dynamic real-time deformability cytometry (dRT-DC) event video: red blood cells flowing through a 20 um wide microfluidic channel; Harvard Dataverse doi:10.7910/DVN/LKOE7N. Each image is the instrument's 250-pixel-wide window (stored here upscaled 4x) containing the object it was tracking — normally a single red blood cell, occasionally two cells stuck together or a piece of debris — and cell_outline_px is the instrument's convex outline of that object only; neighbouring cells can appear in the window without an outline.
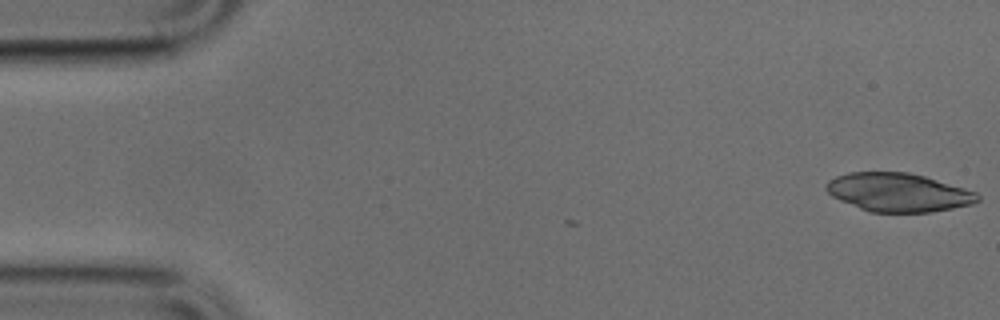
{"species": "common noctule bat (a hibernating species)", "species_latin": "Nyctalus noctula", "temperature_condition": "cold", "stored_images_in_passage": 2, "camera_frame_rate_fps": 3000, "um_per_image_px": 0.085, "animal": {"sex": "male", "body_mass_g": 17.9, "forearm_length_mm": 54.2}, "frame": {"image": 1, "passage_image": 2, "time_ms": 0.333, "image_size_px": [1000, 320], "cell_outline_px": [[980, 200], [972, 204], [932, 212], [872, 212], [860, 208], [840, 200], [832, 196], [824, 188], [828, 180], [836, 176], [848, 172], [908, 172], [924, 176], [964, 188], [976, 192], [980, 196]], "centroid_in_image_um": [76.34, 16.35], "position_along_channel_um": 8.7, "area_um2": 33.87}}